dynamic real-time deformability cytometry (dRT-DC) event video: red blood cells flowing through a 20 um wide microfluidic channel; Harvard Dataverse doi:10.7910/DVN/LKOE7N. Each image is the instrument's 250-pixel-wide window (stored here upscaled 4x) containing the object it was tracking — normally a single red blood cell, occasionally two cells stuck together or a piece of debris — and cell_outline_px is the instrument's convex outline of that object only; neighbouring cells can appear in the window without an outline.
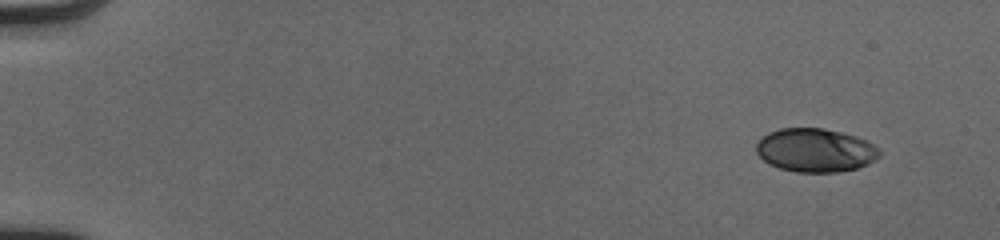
{"species": "human", "species_latin": "Homo sapiens", "temperature_condition": "cold", "stored_images_in_passage": 48, "camera_frame_rate_fps": 3000, "um_per_image_px": 0.085, "donor": {"sex": "male"}, "frame": {"image": 1, "passage_image": 1, "time_ms": 0.0, "image_size_px": [1000, 240], "cell_outline_px": [[880, 156], [876, 160], [868, 164], [856, 168], [840, 172], [796, 172], [780, 168], [764, 160], [756, 152], [756, 144], [768, 132], [780, 128], [820, 128], [840, 132], [856, 136], [880, 148]], "centroid_in_image_um": [69.33, 12.77], "position_along_channel_um": 15.7, "area_um2": 31.15}}
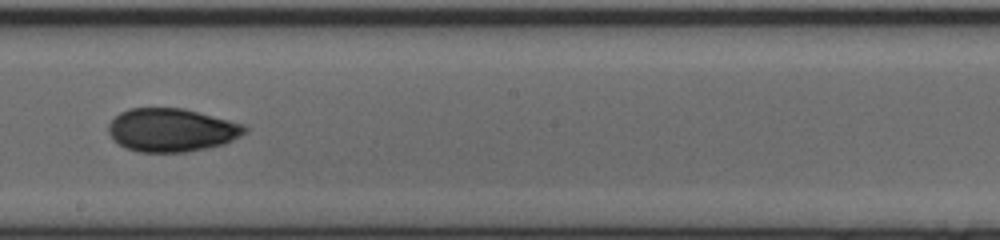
{"frame": {"image": 2, "passage_image": 28, "time_ms": 9.0, "image_size_px": [1000, 240], "cell_outline_px": [[248, 132], [224, 144], [188, 152], [140, 152], [124, 148], [112, 140], [108, 132], [108, 124], [120, 112], [128, 108], [184, 108], [244, 124], [248, 128]], "centroid_in_image_um": [14.57, 11.06], "position_along_channel_um": 233.6, "area_um2": 34.68}}
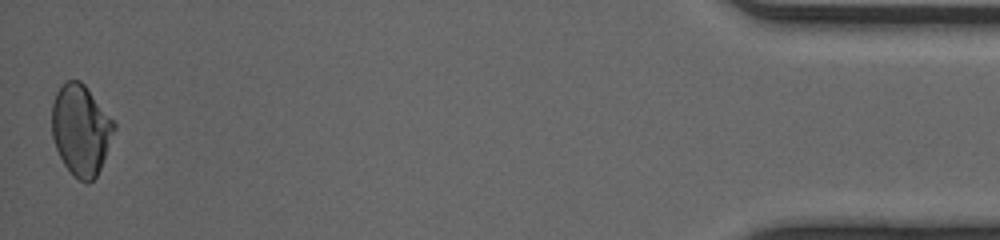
{"frame": {"image": 3, "passage_image": 48, "time_ms": 15.667, "image_size_px": [1000, 240], "cell_outline_px": [[116, 128], [100, 168], [96, 176], [88, 184], [80, 180], [64, 164], [56, 148], [52, 136], [52, 104], [56, 92], [68, 80], [80, 80], [84, 84], [116, 124]], "centroid_in_image_um": [6.87, 11.03], "position_along_channel_um": 428.3, "area_um2": 32.37}, "authors_computed_cell_mechanics": {"area_um2": 33.4373, "velocity_mm_per_s": 4.1254, "shape_relaxation_time_tau1_ms": 3.7644, "shape_relaxation_time_tau2_ms": 2.6185, "deformation_change_tau1": 0.1316, "deformation_change_tau2": 0.0529}}